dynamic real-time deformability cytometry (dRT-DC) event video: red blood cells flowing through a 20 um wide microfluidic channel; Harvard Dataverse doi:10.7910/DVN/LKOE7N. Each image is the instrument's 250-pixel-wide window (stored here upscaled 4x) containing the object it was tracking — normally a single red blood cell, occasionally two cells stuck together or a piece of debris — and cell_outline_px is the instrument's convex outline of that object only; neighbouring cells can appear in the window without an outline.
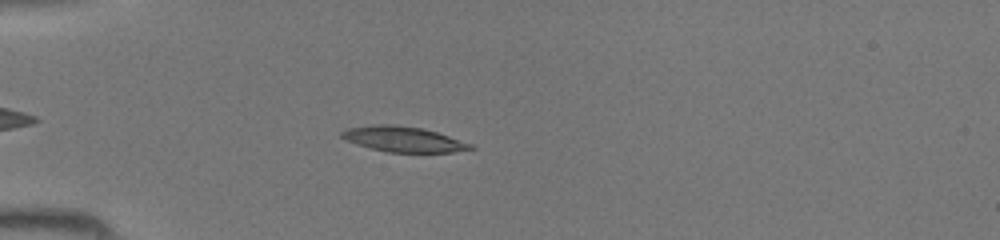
{"species": "common noctule bat (a hibernating species)", "species_latin": "Nyctalus noctula", "temperature_condition": "room temperature", "stored_images_in_passage": 34, "camera_frame_rate_fps": 3000, "um_per_image_px": 0.085, "animal": {"sex": "female", "body_mass_g": 19.5, "forearm_length_mm": 54.1}, "frame": {"image": 1, "passage_image": 7, "time_ms": 2.0, "image_size_px": [1000, 240], "cell_outline_px": [[476, 148], [452, 152], [388, 152], [356, 144], [344, 140], [340, 136], [340, 132], [348, 128], [372, 124], [392, 124], [420, 128], [436, 132], [472, 144]], "centroid_in_image_um": [34.23, 11.83], "position_along_channel_um": 50.8, "area_um2": 18.9}}
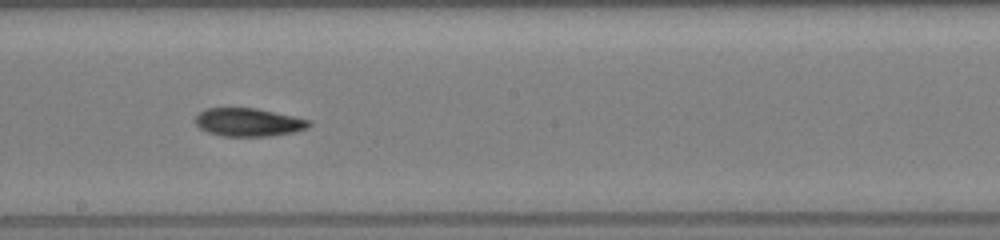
{"frame": {"image": 2, "passage_image": 20, "time_ms": 6.333, "image_size_px": [1000, 240], "cell_outline_px": [[312, 124], [308, 128], [296, 132], [272, 136], [224, 136], [208, 132], [200, 128], [192, 120], [204, 108], [256, 108], [312, 120]], "centroid_in_image_um": [21.14, 10.39], "position_along_channel_um": 227.1, "area_um2": 18.9}}
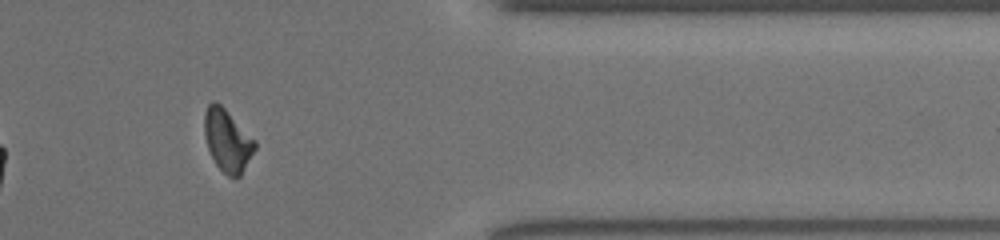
{"frame": {"image": 3, "passage_image": 32, "time_ms": 10.333, "image_size_px": [1000, 240], "cell_outline_px": [[256, 148], [240, 176], [228, 176], [216, 164], [208, 148], [204, 136], [204, 112], [208, 104], [212, 100], [216, 100], [256, 140]], "centroid_in_image_um": [19.32, 11.9], "position_along_channel_um": 392.1, "area_um2": 18.21}}